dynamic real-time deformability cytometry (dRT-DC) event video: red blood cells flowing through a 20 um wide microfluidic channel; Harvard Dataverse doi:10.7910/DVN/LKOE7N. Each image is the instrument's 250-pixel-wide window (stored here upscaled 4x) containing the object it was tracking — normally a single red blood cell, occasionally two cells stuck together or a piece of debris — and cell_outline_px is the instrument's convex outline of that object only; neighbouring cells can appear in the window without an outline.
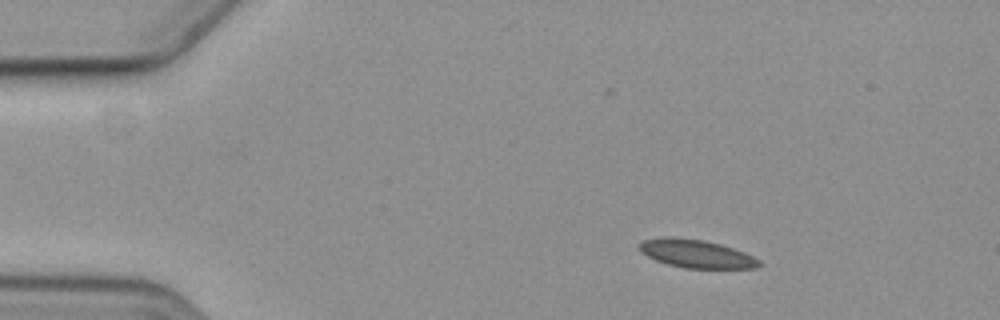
{"species": "common noctule bat (a hibernating species)", "species_latin": "Nyctalus noctula", "temperature_condition": "cold", "stored_images_in_passage": 4, "camera_frame_rate_fps": 3000, "um_per_image_px": 0.085, "animal": {"sex": "female", "body_mass_g": 19.3, "forearm_length_mm": 54.1}, "frame": {"image": 1, "passage_image": 1, "time_ms": 0.0, "image_size_px": [1000, 320], "cell_outline_px": [[764, 264], [756, 268], [684, 268], [668, 264], [656, 260], [640, 252], [636, 244], [644, 240], [660, 236], [676, 236], [704, 240], [720, 244], [744, 252], [760, 260]], "centroid_in_image_um": [59.15, 21.55], "position_along_channel_um": 25.9, "area_um2": 19.94}}
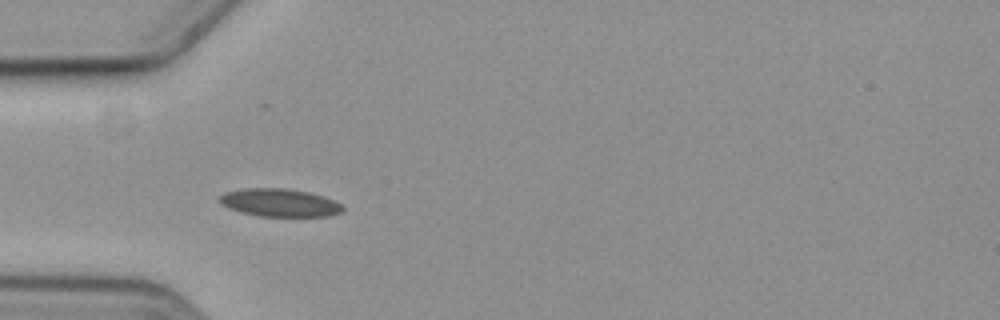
{"frame": {"image": 2, "passage_image": 3, "time_ms": 3.0, "image_size_px": [1000, 320], "cell_outline_px": [[344, 208], [340, 212], [328, 216], [256, 216], [240, 212], [228, 208], [220, 204], [216, 200], [224, 192], [244, 188], [288, 188], [308, 192], [324, 196], [336, 200], [344, 204]], "centroid_in_image_um": [23.75, 17.22], "position_along_channel_um": 61.3, "area_um2": 20.4}}
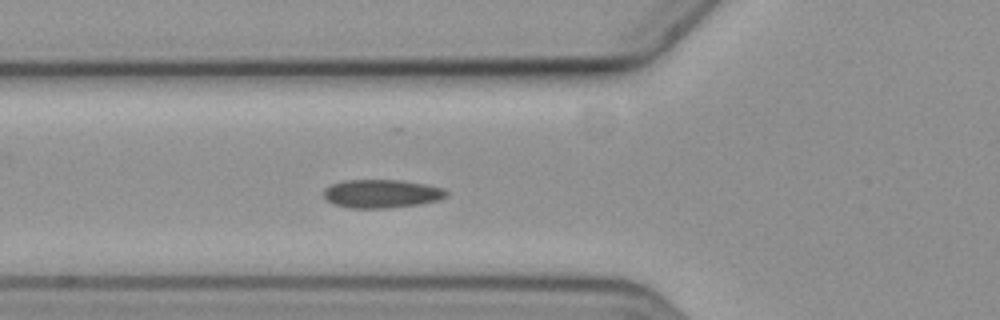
{"frame": {"image": 3, "passage_image": 4, "time_ms": 4.0, "image_size_px": [1000, 320], "cell_outline_px": [[448, 196], [440, 200], [420, 204], [388, 208], [348, 208], [332, 204], [324, 196], [324, 188], [332, 184], [344, 180], [404, 180], [444, 188], [448, 192]], "centroid_in_image_um": [32.46, 16.46], "position_along_channel_um": 93.3, "area_um2": 20.52}}